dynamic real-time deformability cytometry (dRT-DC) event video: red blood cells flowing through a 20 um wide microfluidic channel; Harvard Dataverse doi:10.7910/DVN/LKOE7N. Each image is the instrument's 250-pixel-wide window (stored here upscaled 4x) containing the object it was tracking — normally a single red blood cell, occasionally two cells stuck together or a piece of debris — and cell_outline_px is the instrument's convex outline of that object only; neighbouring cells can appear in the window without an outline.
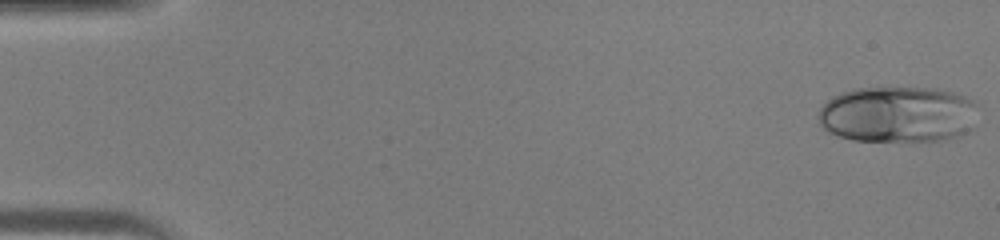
{"species": "human", "species_latin": "Homo sapiens", "temperature_condition": "warm", "stored_images_in_passage": 15, "camera_frame_rate_fps": 3000, "um_per_image_px": 0.085, "donor": {"sex": "male"}, "frame": {"image": 1, "passage_image": 1, "time_ms": 0.0, "image_size_px": [1000, 240], "cell_outline_px": [[976, 104], [972, 128], [956, 136], [940, 140], [852, 140], [828, 132], [820, 124], [816, 116], [820, 108], [832, 96], [856, 88], [936, 88], [952, 92], [964, 96], [972, 100]], "centroid_in_image_um": [76.27, 9.71], "position_along_channel_um": 8.7, "area_um2": 51.96}}
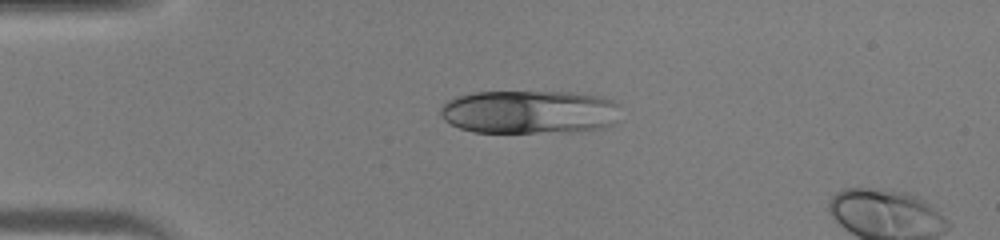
{"frame": {"image": 2, "passage_image": 11, "time_ms": 3.333, "image_size_px": [1000, 240], "cell_outline_px": [[620, 104], [612, 124], [604, 128], [572, 132], [472, 132], [460, 128], [444, 120], [440, 116], [440, 108], [448, 100], [456, 96], [476, 92], [568, 92], [600, 96], [612, 100]], "centroid_in_image_um": [44.98, 9.52], "position_along_channel_um": 40.0, "area_um2": 45.78}}